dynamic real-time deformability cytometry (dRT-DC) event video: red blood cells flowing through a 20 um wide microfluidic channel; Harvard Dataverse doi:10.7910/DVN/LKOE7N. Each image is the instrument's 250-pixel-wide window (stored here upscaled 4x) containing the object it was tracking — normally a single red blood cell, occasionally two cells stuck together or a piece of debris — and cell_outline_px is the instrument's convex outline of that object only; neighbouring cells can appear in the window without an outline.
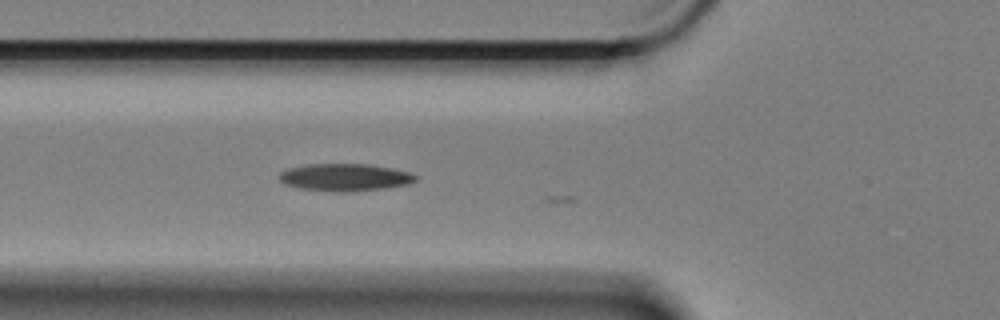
{"species": "Egyptian fruit bat (a non-hibernating species)", "species_latin": "Rousettus aegyptiacus", "temperature_condition": "cold", "stored_images_in_passage": 17, "camera_frame_rate_fps": 3000, "um_per_image_px": 0.085, "animal": {"sex": "female"}, "frame": {"image": 1, "passage_image": 7, "time_ms": 2.0, "image_size_px": [1000, 320], "cell_outline_px": [[420, 176], [416, 180], [408, 184], [384, 188], [352, 192], [340, 192], [300, 188], [284, 184], [280, 180], [280, 172], [288, 168], [308, 164], [368, 164], [392, 168], [408, 172]], "centroid_in_image_um": [29.34, 15.07], "position_along_channel_um": 96.5, "area_um2": 21.73}}
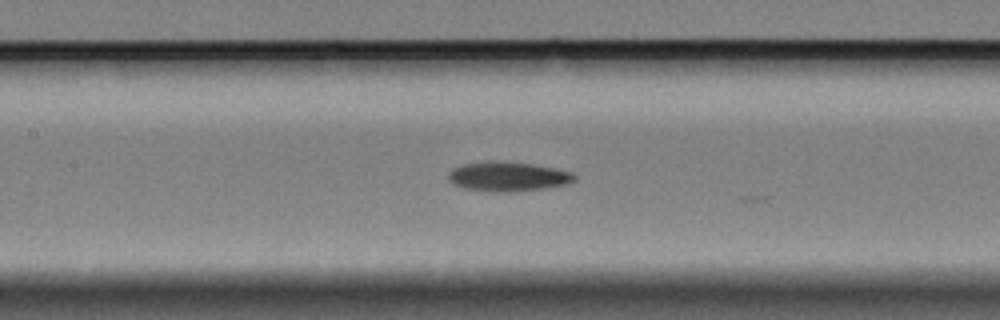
{"frame": {"image": 2, "passage_image": 13, "time_ms": 4.0, "image_size_px": [1000, 320], "cell_outline_px": [[576, 180], [568, 184], [544, 188], [508, 192], [496, 192], [464, 188], [452, 184], [448, 180], [448, 172], [452, 168], [464, 164], [532, 164], [572, 172], [576, 176]], "centroid_in_image_um": [43.19, 15.06], "position_along_channel_um": 164.2, "area_um2": 20.69}}
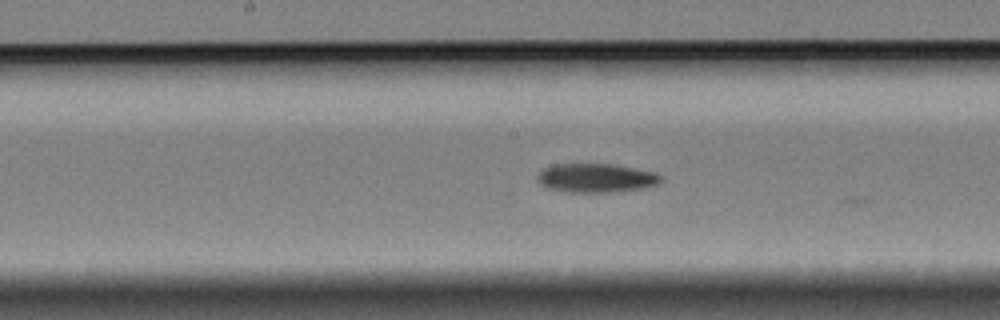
{"frame": {"image": 3, "passage_image": 16, "time_ms": 5.0, "image_size_px": [1000, 320], "cell_outline_px": [[664, 180], [660, 184], [644, 188], [620, 192], [568, 192], [548, 188], [540, 184], [536, 180], [536, 176], [544, 168], [552, 164], [612, 164], [656, 172], [664, 176]], "centroid_in_image_um": [50.72, 15.13], "position_along_channel_um": 197.5, "area_um2": 21.21}}